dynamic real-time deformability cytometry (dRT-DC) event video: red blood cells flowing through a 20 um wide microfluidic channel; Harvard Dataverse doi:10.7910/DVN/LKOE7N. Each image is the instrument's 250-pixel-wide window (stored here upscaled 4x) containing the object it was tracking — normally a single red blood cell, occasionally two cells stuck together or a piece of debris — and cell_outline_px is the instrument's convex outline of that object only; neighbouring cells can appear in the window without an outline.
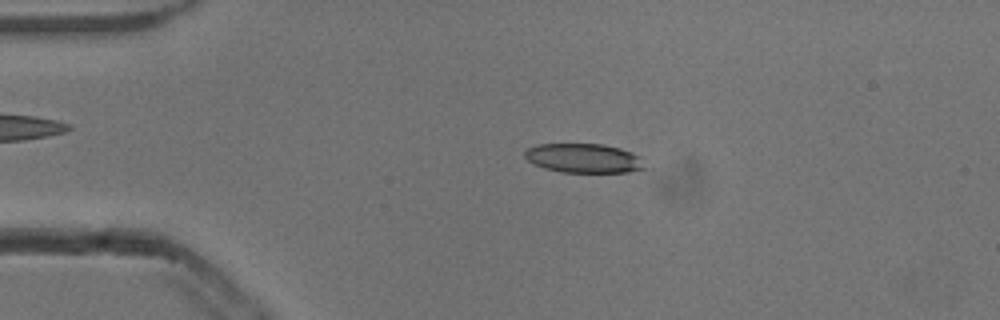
{"species": "common noctule bat (a hibernating species)", "species_latin": "Nyctalus noctula", "temperature_condition": "cold", "stored_images_in_passage": 52, "camera_frame_rate_fps": 3000, "um_per_image_px": 0.085, "animal": {"sex": "male", "body_mass_g": 13.3}, "frame": {"image": 1, "passage_image": 10, "time_ms": 3.0, "image_size_px": [1000, 320], "cell_outline_px": [[648, 168], [628, 172], [560, 172], [544, 168], [528, 160], [524, 156], [524, 152], [528, 148], [536, 144], [600, 144], [620, 148], [640, 156]], "centroid_in_image_um": [49.64, 13.45], "position_along_channel_um": 35.4, "area_um2": 20.46}}
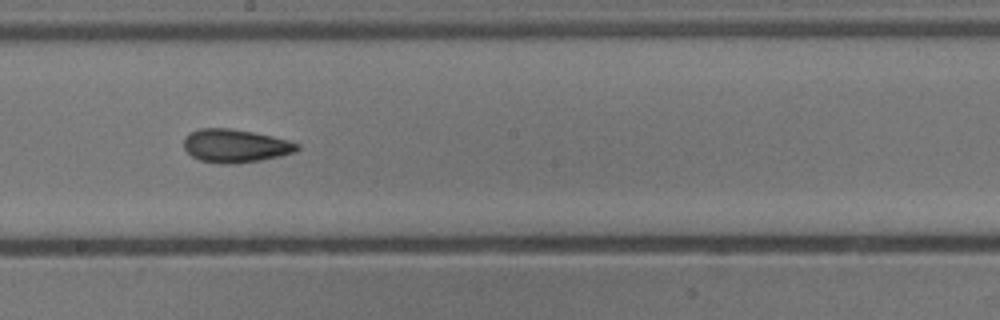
{"frame": {"image": 2, "passage_image": 28, "time_ms": 9.0, "image_size_px": [1000, 320], "cell_outline_px": [[300, 148], [292, 152], [280, 156], [260, 160], [236, 164], [220, 164], [200, 160], [192, 156], [184, 148], [184, 140], [192, 132], [200, 128], [228, 128], [252, 132], [272, 136], [288, 140], [300, 144]], "centroid_in_image_um": [20.01, 12.4], "position_along_channel_um": 228.2, "area_um2": 21.79}}
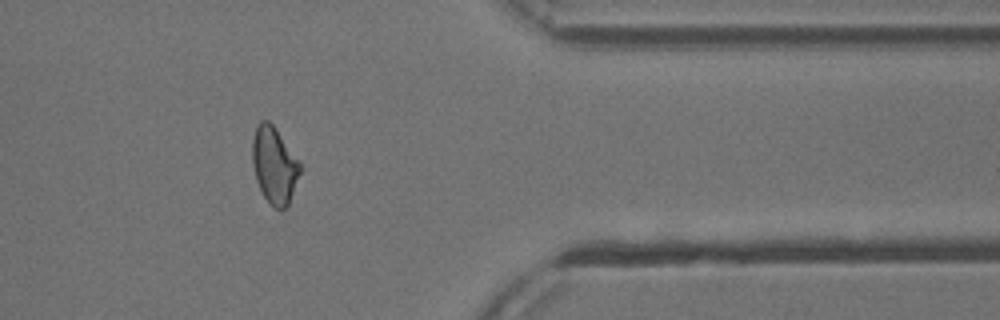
{"frame": {"image": 3, "passage_image": 42, "time_ms": 13.667, "image_size_px": [1000, 320], "cell_outline_px": [[304, 168], [288, 204], [284, 208], [276, 208], [264, 196], [256, 180], [252, 164], [252, 140], [256, 128], [260, 120], [268, 120], [272, 124], [300, 160]], "centroid_in_image_um": [23.35, 14.02], "position_along_channel_um": 388.0, "area_um2": 21.44}, "authors_computed_cell_mechanics": {"area_um2": 21.4438, "velocity_mm_per_s": 3.8379, "shape_relaxation_time_tau1_ms": 6.9145, "shape_relaxation_time_tau2_ms": 3.1948, "deformation_change_tau1": 0.1741, "deformation_change_tau2": 0.1001}}